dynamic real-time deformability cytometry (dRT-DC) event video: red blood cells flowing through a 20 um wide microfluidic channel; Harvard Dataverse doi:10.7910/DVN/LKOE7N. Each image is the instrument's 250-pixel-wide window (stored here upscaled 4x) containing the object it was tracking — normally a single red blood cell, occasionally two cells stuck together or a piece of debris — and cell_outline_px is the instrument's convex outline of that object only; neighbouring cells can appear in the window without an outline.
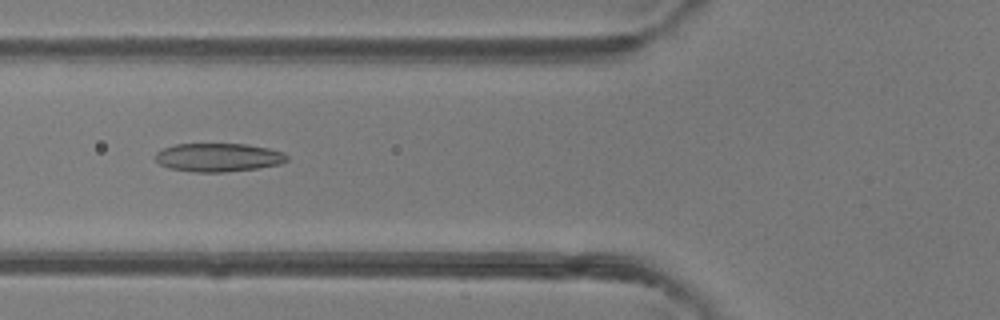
{"species": "common noctule bat (a hibernating species)", "species_latin": "Nyctalus noctula", "temperature_condition": "room temperature", "stored_images_in_passage": 5, "camera_frame_rate_fps": 3000, "um_per_image_px": 0.085, "animal": {"sex": "female"}, "frame": {"image": 1, "passage_image": 5, "time_ms": 1.333, "image_size_px": [1000, 320], "cell_outline_px": [[288, 160], [280, 164], [260, 168], [224, 172], [192, 172], [168, 168], [160, 164], [156, 160], [156, 152], [164, 148], [176, 144], [244, 144], [268, 148], [284, 152], [288, 156]], "centroid_in_image_um": [18.57, 13.39], "position_along_channel_um": 107.2, "area_um2": 21.91}}